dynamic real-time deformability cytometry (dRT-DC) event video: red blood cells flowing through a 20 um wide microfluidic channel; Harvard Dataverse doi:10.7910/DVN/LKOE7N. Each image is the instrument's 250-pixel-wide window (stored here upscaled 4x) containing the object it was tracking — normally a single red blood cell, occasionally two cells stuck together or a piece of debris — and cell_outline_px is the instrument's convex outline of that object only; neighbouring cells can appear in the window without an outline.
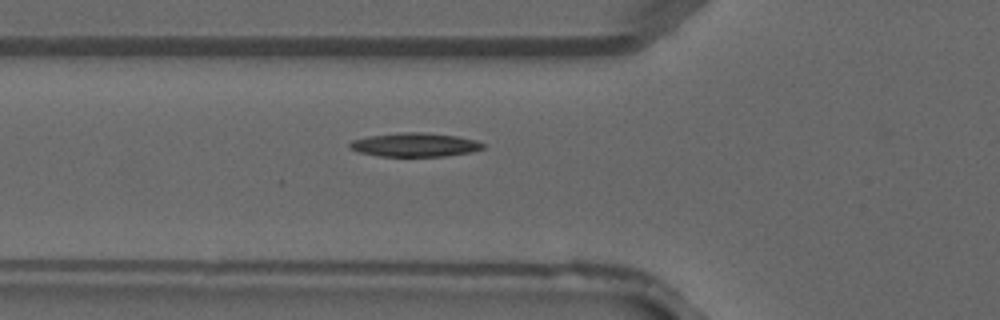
{"species": "common noctule bat (a hibernating species)", "species_latin": "Nyctalus noctula", "temperature_condition": "warm", "stored_images_in_passage": 14, "camera_frame_rate_fps": 3000, "um_per_image_px": 0.085, "animal": {"sex": "male", "forearm_length_mm": 52.5}, "frame": {"image": 1, "passage_image": 3, "time_ms": 0.667, "image_size_px": [1000, 320], "cell_outline_px": [[484, 148], [468, 152], [444, 156], [380, 156], [356, 152], [348, 148], [348, 144], [352, 140], [368, 136], [400, 132], [424, 132], [456, 136], [476, 140], [484, 144]], "centroid_in_image_um": [35.19, 12.3], "position_along_channel_um": 90.6, "area_um2": 18.5}}
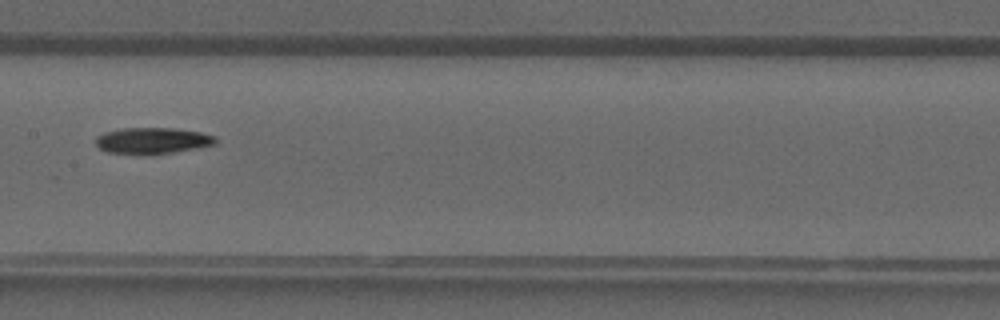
{"frame": {"image": 2, "passage_image": 9, "time_ms": 2.667, "image_size_px": [1000, 320], "cell_outline_px": [[216, 144], [196, 148], [172, 152], [108, 152], [100, 148], [96, 144], [96, 136], [104, 132], [124, 128], [172, 128], [200, 132], [216, 136]], "centroid_in_image_um": [12.98, 11.91], "position_along_channel_um": 194.4, "area_um2": 17.57}}
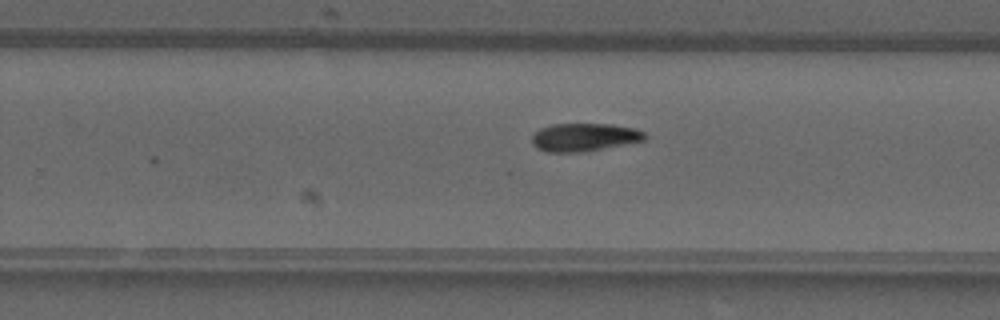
{"frame": {"image": 3, "passage_image": 14, "time_ms": 4.333, "image_size_px": [1000, 320], "cell_outline_px": [[648, 136], [644, 140], [584, 152], [548, 152], [536, 148], [532, 144], [532, 136], [540, 128], [552, 124], [612, 124], [632, 128], [644, 132]], "centroid_in_image_um": [49.64, 11.66], "position_along_channel_um": 280.2, "area_um2": 18.38}}